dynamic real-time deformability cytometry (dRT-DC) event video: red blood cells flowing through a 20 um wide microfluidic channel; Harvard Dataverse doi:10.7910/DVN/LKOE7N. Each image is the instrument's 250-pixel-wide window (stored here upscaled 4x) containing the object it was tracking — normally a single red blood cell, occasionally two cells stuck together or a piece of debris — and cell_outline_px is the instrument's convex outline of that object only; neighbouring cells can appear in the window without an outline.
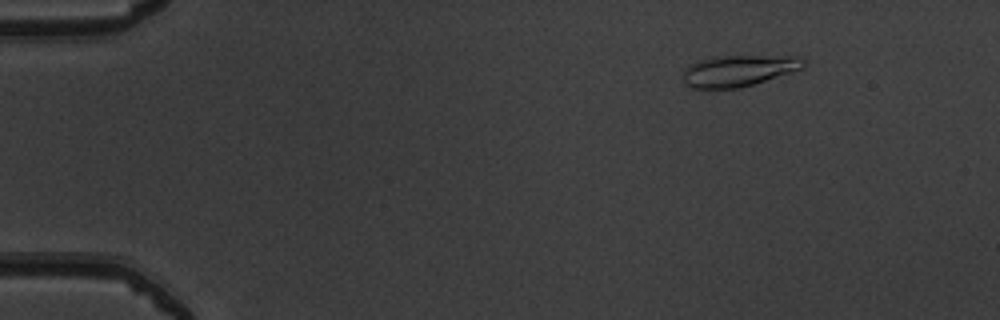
{"species": "common noctule bat (a hibernating species)", "species_latin": "Nyctalus noctula", "temperature_condition": "warm", "stored_images_in_passage": 51, "camera_frame_rate_fps": 3000, "um_per_image_px": 0.085, "animal": {"sex": "male", "body_mass_g": 19.5, "forearm_length_mm": 54.6}, "frame": {"image": 1, "passage_image": 7, "time_ms": 2.0, "image_size_px": [1000, 320], "cell_outline_px": [[804, 68], [740, 88], [688, 88], [684, 84], [684, 68], [688, 64], [712, 56], [800, 56], [804, 60]], "centroid_in_image_um": [62.74, 6.0], "position_along_channel_um": 22.3, "area_um2": 22.02}}
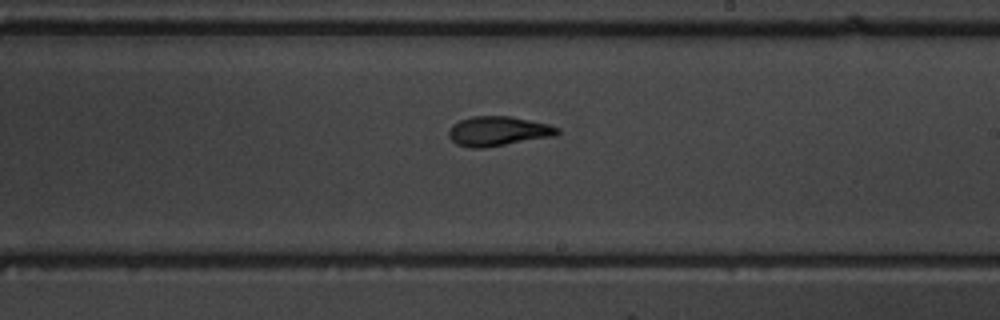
{"frame": {"image": 2, "passage_image": 31, "time_ms": 10.0, "image_size_px": [1000, 320], "cell_outline_px": [[560, 132], [556, 136], [484, 148], [472, 148], [456, 144], [448, 136], [448, 132], [452, 124], [460, 120], [472, 116], [508, 116], [548, 124], [560, 128]], "centroid_in_image_um": [42.33, 11.15], "position_along_channel_um": 246.7, "area_um2": 18.79}}
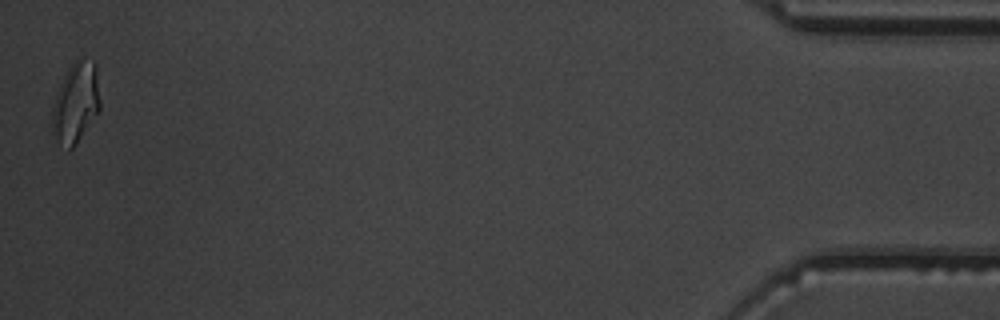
{"frame": {"image": 3, "passage_image": 51, "time_ms": 16.667, "image_size_px": [1000, 320], "cell_outline_px": [[100, 108], [76, 144], [68, 152], [56, 140], [52, 128], [52, 108], [60, 84], [68, 68], [80, 56], [92, 60], [96, 64], [100, 100]], "centroid_in_image_um": [6.44, 8.72], "position_along_channel_um": 428.8, "area_um2": 22.43}, "authors_computed_cell_mechanics": {"area_um2": 18.9006, "velocity_mm_per_s": 4.0032, "shape_relaxation_time_tau1_ms": 4.8412, "shape_relaxation_time_tau2_ms": 2.2174, "deformation_change_tau1": 0.1855, "deformation_change_tau2": 0.0874}}